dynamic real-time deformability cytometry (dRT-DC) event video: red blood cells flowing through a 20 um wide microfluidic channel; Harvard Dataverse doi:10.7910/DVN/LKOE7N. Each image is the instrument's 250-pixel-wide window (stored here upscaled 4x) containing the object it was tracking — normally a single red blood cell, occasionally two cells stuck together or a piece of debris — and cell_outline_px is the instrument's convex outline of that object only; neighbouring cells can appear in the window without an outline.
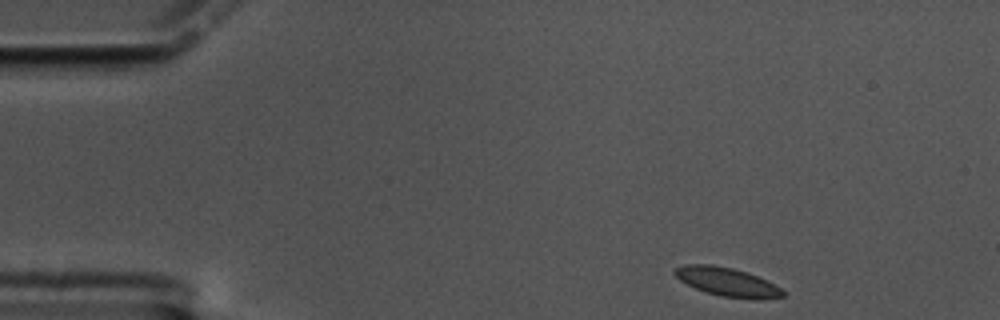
{"species": "common noctule bat (a hibernating species)", "species_latin": "Nyctalus noctula", "temperature_condition": "cold", "stored_images_in_passage": 54, "camera_frame_rate_fps": 3000, "um_per_image_px": 0.085, "animal": {"sex": "male", "body_mass_g": 17.5, "forearm_length_mm": 52.3}, "frame": {"image": 1, "passage_image": 1, "time_ms": 0.0, "image_size_px": [1000, 320], "cell_outline_px": [[784, 296], [720, 296], [704, 292], [680, 280], [672, 272], [676, 268], [684, 264], [712, 264], [732, 268], [756, 276], [780, 288], [784, 292]], "centroid_in_image_um": [61.64, 23.9], "position_along_channel_um": 23.4, "area_um2": 16.94}}
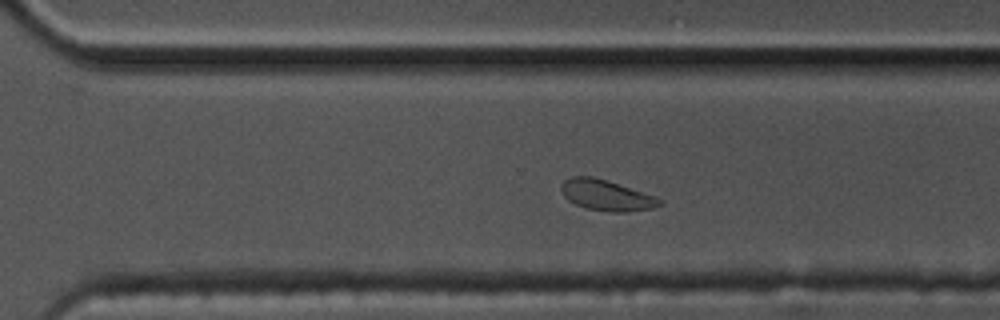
{"frame": {"image": 2, "passage_image": 35, "time_ms": 11.333, "image_size_px": [1000, 320], "cell_outline_px": [[664, 204], [652, 208], [628, 212], [608, 212], [584, 208], [568, 200], [564, 196], [560, 188], [560, 184], [564, 180], [572, 176], [592, 176], [656, 196], [664, 200]], "centroid_in_image_um": [51.55, 16.61], "position_along_channel_um": 319.1, "area_um2": 17.74}}
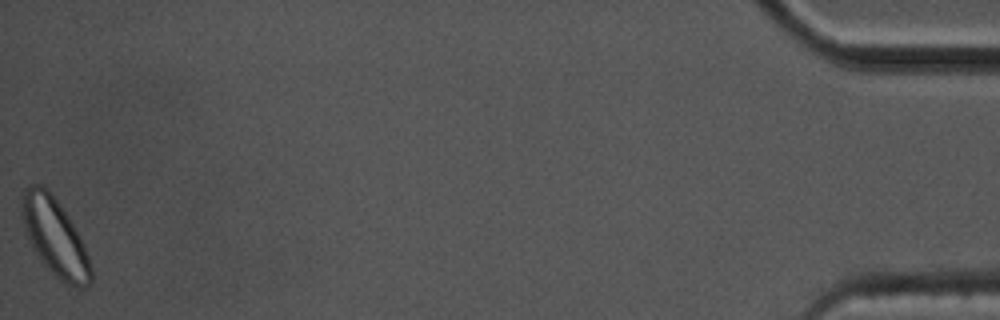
{"frame": {"image": 3, "passage_image": 54, "time_ms": 17.667, "image_size_px": [1000, 320], "cell_outline_px": [[92, 280], [84, 288], [80, 288], [68, 284], [52, 272], [44, 264], [32, 244], [24, 228], [20, 212], [20, 196], [24, 188], [28, 184], [44, 184], [48, 188], [60, 204], [68, 216], [80, 236], [84, 244], [92, 268]], "centroid_in_image_um": [4.64, 20.06], "position_along_channel_um": 430.6, "area_um2": 31.15}, "authors_computed_cell_mechanics": {"area_um2": 18.0336, "velocity_mm_per_s": 3.2867, "shape_relaxation_time_tau1_ms": 2.5232, "shape_relaxation_time_tau2_ms": null, "deformation_change_tau1": 0.0551, "deformation_change_tau2": null}}